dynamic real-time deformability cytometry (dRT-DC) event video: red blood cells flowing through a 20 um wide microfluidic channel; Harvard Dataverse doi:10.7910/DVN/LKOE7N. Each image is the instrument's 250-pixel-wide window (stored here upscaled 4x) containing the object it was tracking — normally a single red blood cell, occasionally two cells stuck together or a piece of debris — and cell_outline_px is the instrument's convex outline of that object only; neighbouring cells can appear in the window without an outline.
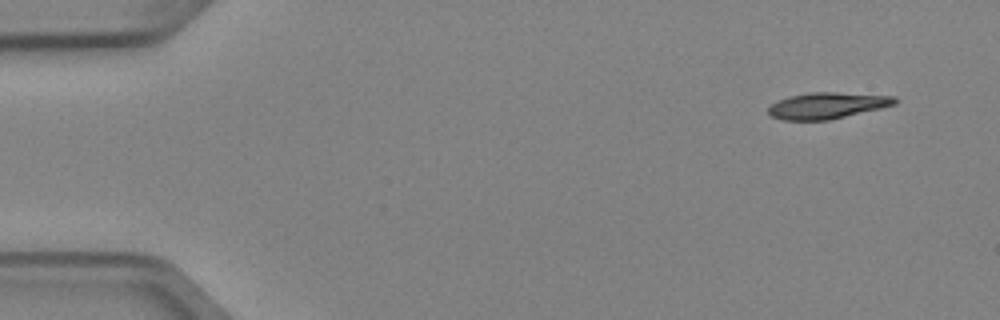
{"species": "Egyptian fruit bat (a non-hibernating species)", "species_latin": "Rousettus aegyptiacus", "temperature_condition": "cold", "stored_images_in_passage": 4, "camera_frame_rate_fps": 3000, "um_per_image_px": 0.085, "animal": {"sex": "female"}, "frame": {"image": 1, "passage_image": 1, "time_ms": 0.0, "image_size_px": [1000, 320], "cell_outline_px": [[900, 100], [896, 104], [880, 108], [828, 120], [784, 120], [772, 116], [768, 112], [768, 108], [772, 104], [788, 96], [812, 92], [836, 92], [896, 96]], "centroid_in_image_um": [70.35, 8.96], "position_along_channel_um": 14.6, "area_um2": 19.25}}
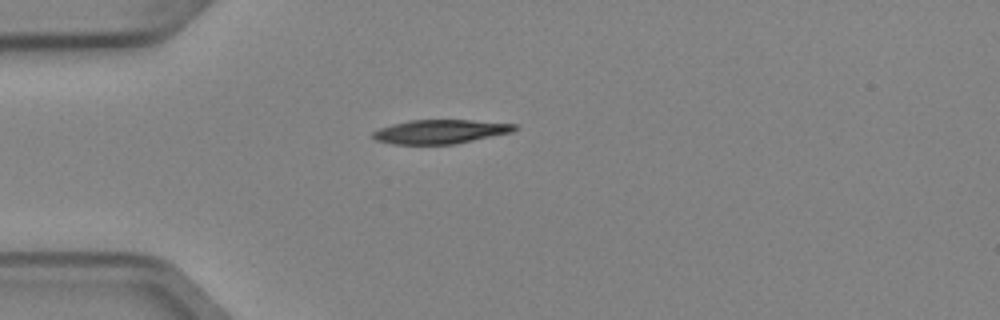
{"frame": {"image": 2, "passage_image": 3, "time_ms": 0.667, "image_size_px": [1000, 320], "cell_outline_px": [[520, 128], [512, 132], [456, 144], [392, 144], [376, 140], [372, 136], [372, 132], [380, 128], [392, 124], [408, 120], [472, 120], [516, 124]], "centroid_in_image_um": [37.45, 11.19], "position_along_channel_um": 47.6, "area_um2": 19.88}}